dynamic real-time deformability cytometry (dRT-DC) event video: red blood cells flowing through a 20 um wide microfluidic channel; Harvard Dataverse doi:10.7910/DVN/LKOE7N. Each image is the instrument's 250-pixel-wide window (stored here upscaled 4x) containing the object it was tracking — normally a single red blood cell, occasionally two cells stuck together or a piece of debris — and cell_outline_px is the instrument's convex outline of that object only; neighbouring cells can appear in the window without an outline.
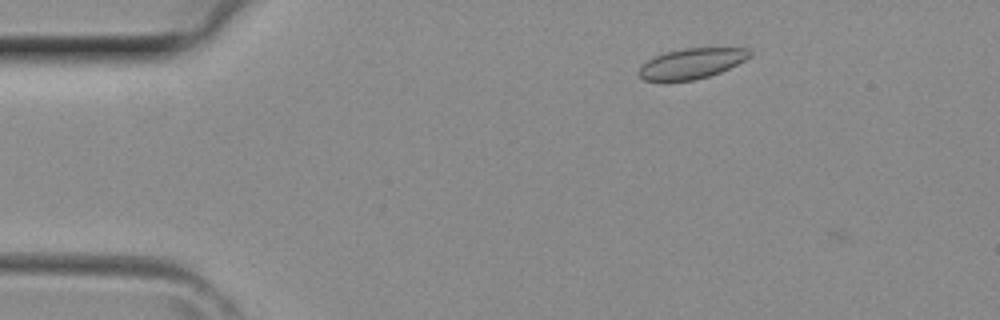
{"species": "common noctule bat (a hibernating species)", "species_latin": "Nyctalus noctula", "temperature_condition": "room temperature", "stored_images_in_passage": 4, "camera_frame_rate_fps": 3000, "um_per_image_px": 0.085, "animal": {"sex": "female", "body_mass_g": 29.2, "forearm_length_mm": 56.3}, "frame": {"image": 1, "passage_image": 2, "time_ms": 0.333, "image_size_px": [1000, 320], "cell_outline_px": [[752, 56], [720, 72], [708, 76], [692, 80], [668, 84], [664, 84], [644, 80], [636, 72], [648, 60], [664, 52], [684, 48], [748, 48], [752, 52]], "centroid_in_image_um": [58.72, 5.44], "position_along_channel_um": 26.3, "area_um2": 20.06}}
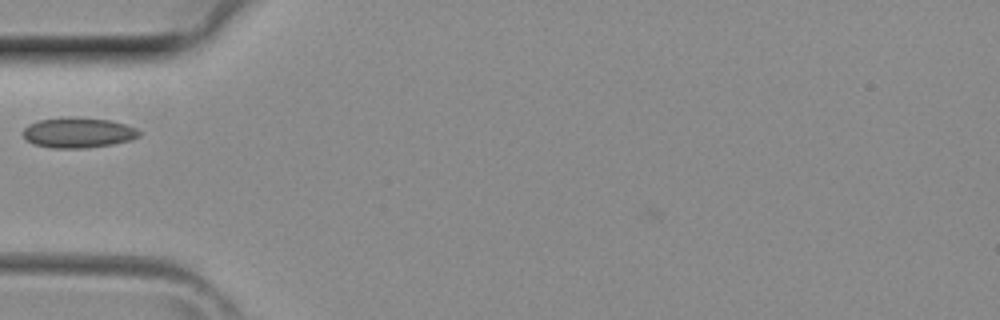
{"frame": {"image": 2, "passage_image": 4, "time_ms": 1.0, "image_size_px": [1000, 320], "cell_outline_px": [[140, 136], [132, 140], [112, 144], [84, 148], [52, 148], [32, 144], [24, 136], [24, 128], [28, 124], [40, 120], [68, 116], [72, 116], [112, 120], [136, 128], [140, 132]], "centroid_in_image_um": [6.66, 11.27], "position_along_channel_um": 78.3, "area_um2": 20.63}}